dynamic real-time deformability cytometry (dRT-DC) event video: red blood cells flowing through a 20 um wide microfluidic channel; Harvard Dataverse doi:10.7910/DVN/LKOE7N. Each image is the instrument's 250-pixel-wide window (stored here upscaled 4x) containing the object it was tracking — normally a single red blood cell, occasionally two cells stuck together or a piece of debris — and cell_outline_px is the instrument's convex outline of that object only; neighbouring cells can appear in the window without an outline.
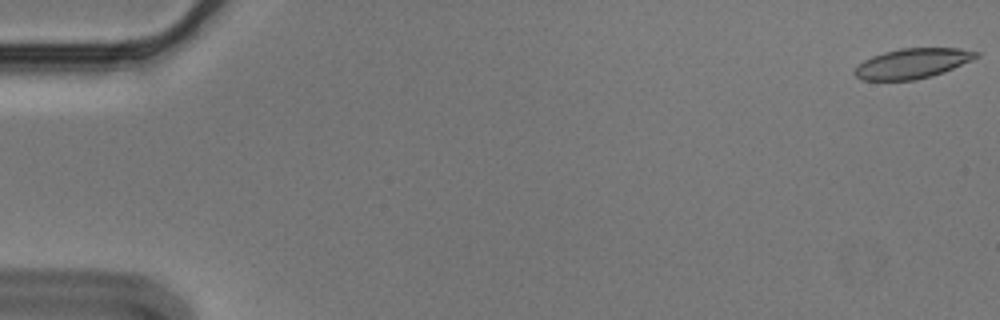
{"species": "Egyptian fruit bat (a non-hibernating species)", "species_latin": "Rousettus aegyptiacus", "temperature_condition": "cold", "stored_images_in_passage": 9, "camera_frame_rate_fps": 3000, "um_per_image_px": 0.085, "animal": {"sex": "male"}, "frame": {"image": 1, "passage_image": 1, "time_ms": 0.0, "image_size_px": [1000, 320], "cell_outline_px": [[980, 56], [972, 60], [944, 72], [932, 76], [916, 80], [860, 80], [852, 72], [864, 60], [872, 56], [884, 52], [900, 48], [960, 48], [980, 52]], "centroid_in_image_um": [77.57, 5.39], "position_along_channel_um": 7.4, "area_um2": 21.33}}
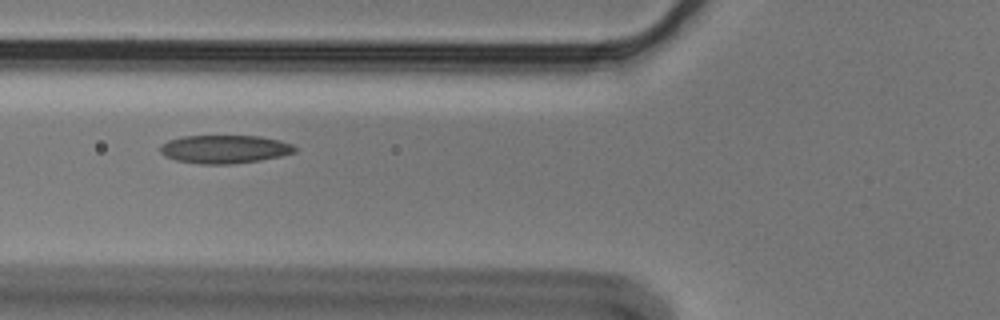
{"frame": {"image": 2, "passage_image": 6, "time_ms": 1.667, "image_size_px": [1000, 320], "cell_outline_px": [[296, 152], [280, 156], [260, 160], [232, 164], [200, 164], [176, 160], [164, 156], [160, 152], [160, 144], [168, 140], [180, 136], [260, 136], [280, 140], [292, 144], [296, 148]], "centroid_in_image_um": [19.07, 12.68], "position_along_channel_um": 106.7, "area_um2": 22.31}}
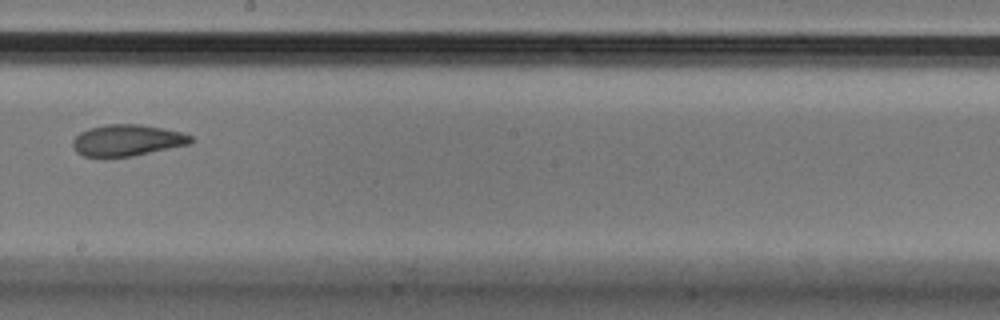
{"frame": {"image": 3, "passage_image": 9, "time_ms": 2.667, "image_size_px": [1000, 320], "cell_outline_px": [[192, 140], [188, 144], [132, 156], [84, 156], [76, 152], [72, 148], [72, 140], [80, 132], [88, 128], [108, 124], [140, 124], [164, 128], [180, 132], [192, 136]], "centroid_in_image_um": [10.76, 11.91], "position_along_channel_um": 237.4, "area_um2": 21.39}}